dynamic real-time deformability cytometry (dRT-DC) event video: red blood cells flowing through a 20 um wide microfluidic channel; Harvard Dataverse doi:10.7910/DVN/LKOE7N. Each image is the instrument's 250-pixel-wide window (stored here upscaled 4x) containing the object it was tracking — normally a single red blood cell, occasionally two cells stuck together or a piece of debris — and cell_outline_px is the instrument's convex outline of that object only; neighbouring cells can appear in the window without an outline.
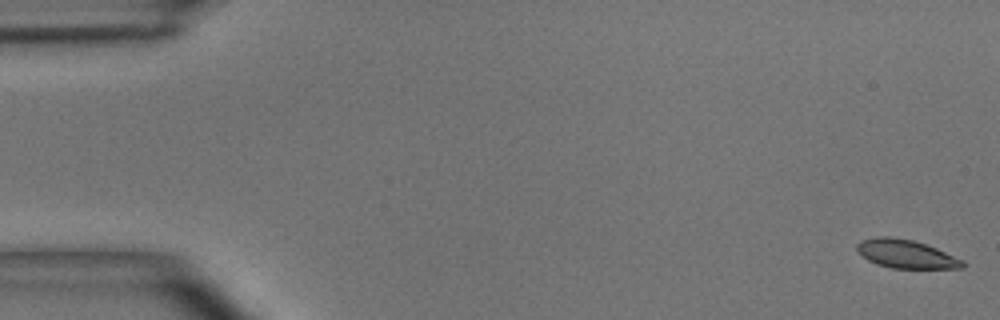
{"species": "common noctule bat (a hibernating species)", "species_latin": "Nyctalus noctula", "temperature_condition": "room temperature", "stored_images_in_passage": 51, "camera_frame_rate_fps": 3000, "um_per_image_px": 0.085, "animal": {"sex": "male", "body_mass_g": 15.6}, "frame": {"image": 1, "passage_image": 1, "time_ms": 0.0, "image_size_px": [1000, 320], "cell_outline_px": [[964, 268], [892, 268], [876, 264], [860, 256], [856, 252], [856, 244], [860, 240], [876, 236], [888, 236], [912, 240], [936, 248], [964, 260]], "centroid_in_image_um": [76.94, 21.58], "position_along_channel_um": 8.1, "area_um2": 17.63}}
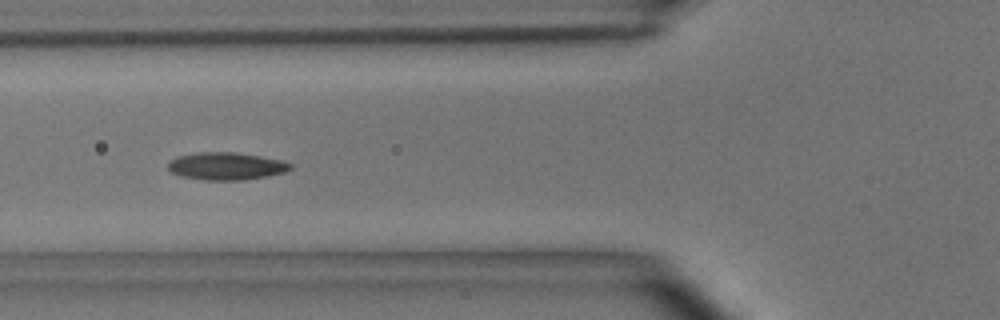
{"frame": {"image": 2, "passage_image": 19, "time_ms": 6.0, "image_size_px": [1000, 320], "cell_outline_px": [[292, 168], [284, 172], [268, 176], [244, 180], [204, 180], [184, 176], [172, 172], [168, 168], [168, 160], [176, 156], [200, 152], [236, 152], [284, 160], [292, 164]], "centroid_in_image_um": [19.25, 14.11], "position_along_channel_um": 106.6, "area_um2": 19.71}}
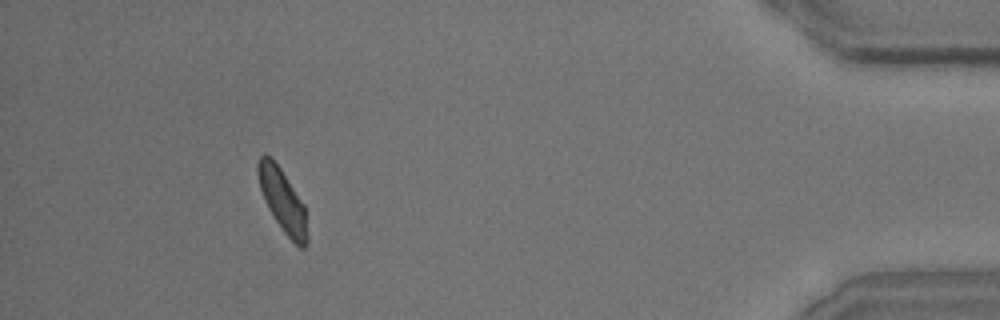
{"frame": {"image": 3, "passage_image": 47, "time_ms": 15.333, "image_size_px": [1000, 320], "cell_outline_px": [[308, 240], [304, 248], [300, 248], [284, 232], [268, 208], [264, 200], [260, 188], [256, 172], [256, 168], [260, 156], [268, 156], [280, 168], [304, 204], [308, 236]], "centroid_in_image_um": [24.02, 17.07], "position_along_channel_um": 411.2, "area_um2": 17.74}, "authors_computed_cell_mechanics": {"area_um2": 18.3804, "velocity_mm_per_s": 3.9074, "shape_relaxation_time_tau1_ms": 3.664, "shape_relaxation_time_tau2_ms": 2.5733, "deformation_change_tau1": 0.1325, "deformation_change_tau2": 0.0832}}